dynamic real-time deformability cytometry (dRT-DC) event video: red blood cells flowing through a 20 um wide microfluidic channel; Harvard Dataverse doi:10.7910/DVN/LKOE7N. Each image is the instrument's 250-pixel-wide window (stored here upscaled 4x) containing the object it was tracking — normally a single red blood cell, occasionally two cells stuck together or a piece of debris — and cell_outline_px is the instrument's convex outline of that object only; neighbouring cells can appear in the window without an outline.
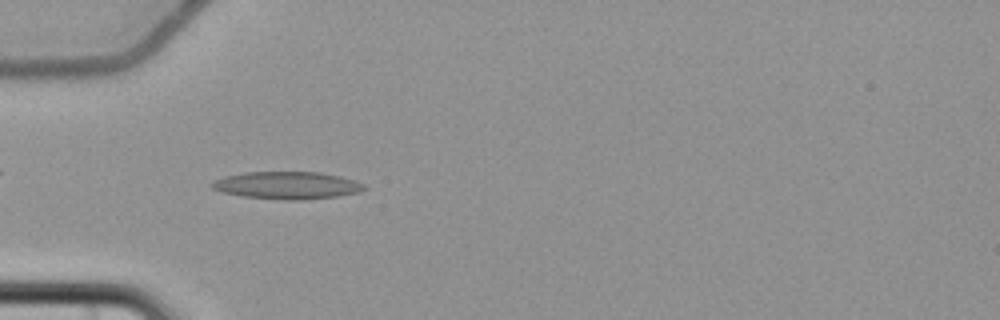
{"species": "common noctule bat (a hibernating species)", "species_latin": "Nyctalus noctula", "temperature_condition": "cold", "stored_images_in_passage": 8, "camera_frame_rate_fps": 3000, "um_per_image_px": 0.085, "animal": {"sex": "female", "body_mass_g": 22.7, "forearm_length_mm": 54.2}, "frame": {"image": 1, "passage_image": 6, "time_ms": 6.333, "image_size_px": [1000, 320], "cell_outline_px": [[368, 188], [360, 192], [336, 196], [300, 200], [288, 200], [244, 196], [224, 192], [212, 188], [208, 184], [224, 176], [244, 172], [320, 172], [340, 176], [364, 184]], "centroid_in_image_um": [24.41, 15.74], "position_along_channel_um": 60.6, "area_um2": 24.16}}
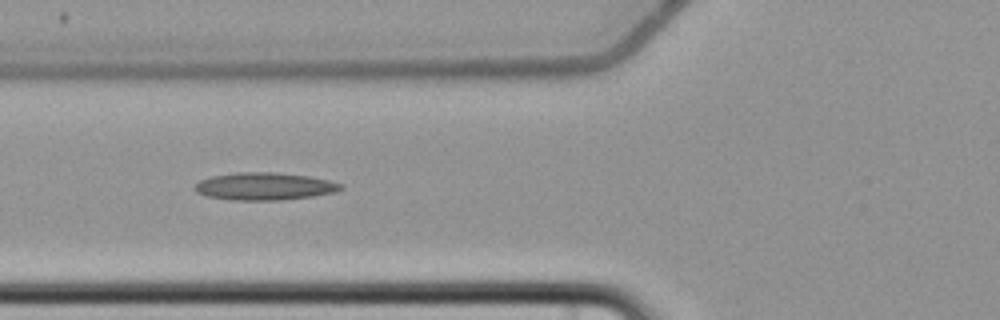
{"frame": {"image": 2, "passage_image": 7, "time_ms": 7.667, "image_size_px": [1000, 320], "cell_outline_px": [[344, 188], [336, 192], [312, 196], [280, 200], [232, 200], [208, 196], [196, 192], [192, 188], [200, 180], [212, 176], [236, 172], [276, 172], [308, 176], [328, 180], [344, 184]], "centroid_in_image_um": [22.49, 15.83], "position_along_channel_um": 103.3, "area_um2": 23.47}}
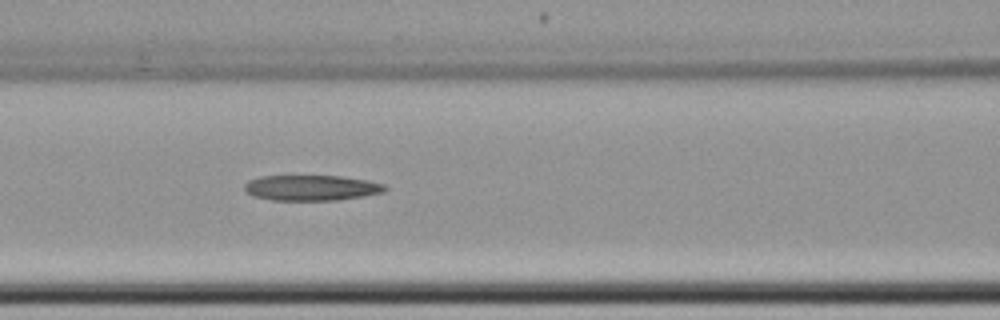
{"frame": {"image": 3, "passage_image": 8, "time_ms": 8.667, "image_size_px": [1000, 320], "cell_outline_px": [[388, 188], [384, 192], [364, 196], [336, 200], [272, 200], [252, 196], [244, 188], [244, 184], [248, 180], [260, 176], [340, 176], [368, 180], [384, 184]], "centroid_in_image_um": [26.47, 15.96], "position_along_channel_um": 140.1, "area_um2": 20.92}}